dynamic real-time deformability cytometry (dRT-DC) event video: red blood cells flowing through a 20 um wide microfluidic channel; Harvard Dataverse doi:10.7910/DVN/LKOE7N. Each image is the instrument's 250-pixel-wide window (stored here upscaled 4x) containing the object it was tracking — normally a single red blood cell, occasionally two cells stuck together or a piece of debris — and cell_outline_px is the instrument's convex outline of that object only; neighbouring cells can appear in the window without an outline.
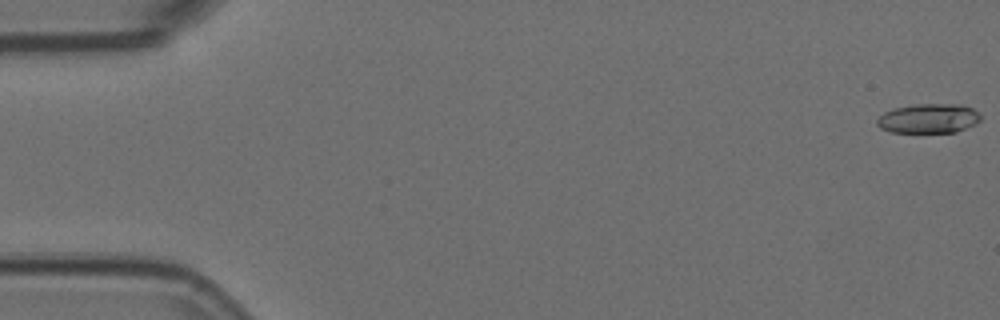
{"species": "Egyptian fruit bat (a non-hibernating species)", "species_latin": "Rousettus aegyptiacus", "temperature_condition": "room temperature", "stored_images_in_passage": 18, "camera_frame_rate_fps": 3000, "um_per_image_px": 0.085, "animal": {"sex": "female"}, "frame": {"image": 1, "passage_image": 1, "time_ms": 0.0, "image_size_px": [1000, 320], "cell_outline_px": [[980, 120], [976, 124], [956, 132], [892, 132], [880, 128], [876, 124], [876, 120], [884, 112], [892, 108], [916, 104], [960, 104], [972, 108], [980, 112]], "centroid_in_image_um": [78.93, 10.06], "position_along_channel_um": 6.1, "area_um2": 17.92}}